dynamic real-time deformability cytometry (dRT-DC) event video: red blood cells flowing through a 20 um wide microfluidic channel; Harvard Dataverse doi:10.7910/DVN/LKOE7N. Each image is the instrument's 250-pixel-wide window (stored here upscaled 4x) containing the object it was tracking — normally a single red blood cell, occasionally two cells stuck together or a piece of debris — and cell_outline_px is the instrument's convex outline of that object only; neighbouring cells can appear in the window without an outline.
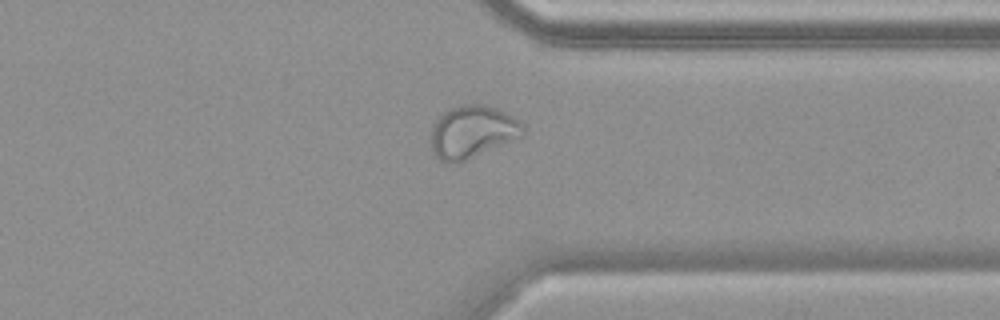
{"species": "common noctule bat (a hibernating species)", "species_latin": "Nyctalus noctula", "temperature_condition": "warm", "stored_images_in_passage": 42, "camera_frame_rate_fps": 3000, "um_per_image_px": 0.085, "animal": {"sex": "female", "body_mass_g": 19.9}, "frame": {"image": 1, "passage_image": 30, "time_ms": 9.667, "image_size_px": [1000, 320], "cell_outline_px": [[524, 132], [520, 136], [456, 164], [448, 164], [440, 160], [432, 152], [432, 128], [436, 120], [444, 112], [452, 108], [464, 104], [484, 104], [496, 108], [520, 120], [524, 124]], "centroid_in_image_um": [40.13, 11.2], "position_along_channel_um": 371.3, "area_um2": 27.74}}
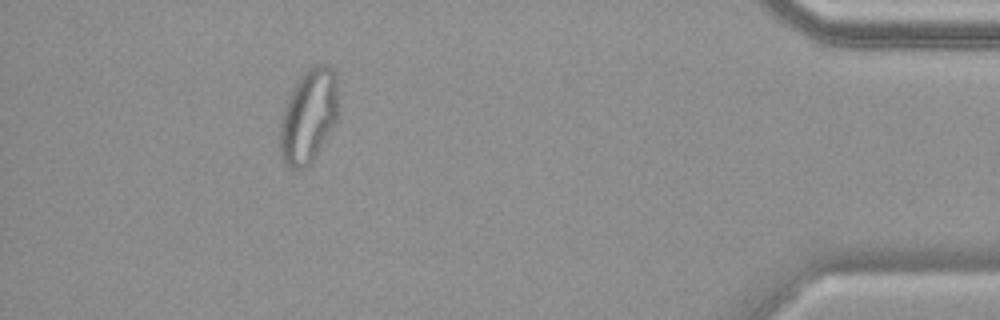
{"frame": {"image": 2, "passage_image": 37, "time_ms": 12.0, "image_size_px": [1000, 320], "cell_outline_px": [[336, 120], [312, 164], [300, 172], [292, 172], [284, 164], [280, 156], [280, 124], [284, 108], [292, 88], [304, 72], [308, 68], [316, 64], [324, 64], [332, 68], [336, 76]], "centroid_in_image_um": [26.18, 9.96], "position_along_channel_um": 409.0, "area_um2": 32.08}, "authors_computed_cell_mechanics": {"area_um2": 27.2238, "velocity_mm_per_s": 3.747, "shape_relaxation_time_tau1_ms": null, "shape_relaxation_time_tau2_ms": 1.3229, "deformation_change_tau1": null, "deformation_change_tau2": 0.0741}}